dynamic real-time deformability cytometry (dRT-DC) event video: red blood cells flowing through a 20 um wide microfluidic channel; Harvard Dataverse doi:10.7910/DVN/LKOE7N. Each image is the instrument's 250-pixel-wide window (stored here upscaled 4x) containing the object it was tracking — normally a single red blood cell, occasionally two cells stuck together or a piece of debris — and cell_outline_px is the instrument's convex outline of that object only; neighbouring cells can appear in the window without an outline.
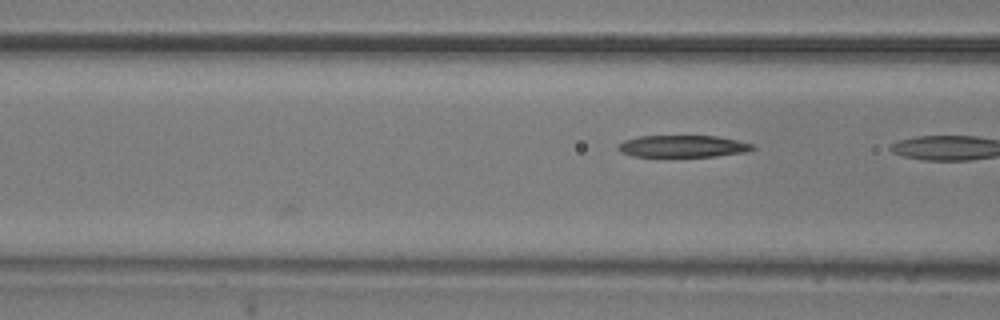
{"species": "common noctule bat (a hibernating species)", "species_latin": "Nyctalus noctula", "temperature_condition": "room temperature", "stored_images_in_passage": 8, "camera_frame_rate_fps": 3000, "um_per_image_px": 0.085, "animal": {"sex": "male", "body_mass_g": 20.5, "forearm_length_mm": 52.5}, "frame": {"image": 1, "passage_image": 5, "time_ms": 1.333, "image_size_px": [1000, 320], "cell_outline_px": [[756, 148], [744, 152], [716, 156], [632, 156], [620, 152], [616, 148], [616, 144], [624, 140], [640, 136], [716, 136], [736, 140], [752, 144]], "centroid_in_image_um": [57.97, 12.43], "position_along_channel_um": 108.6, "area_um2": 17.11}}
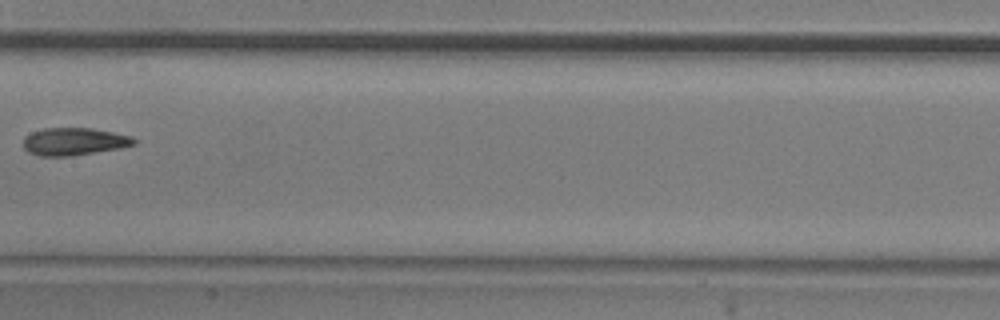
{"frame": {"image": 2, "passage_image": 7, "time_ms": 2.0, "image_size_px": [1000, 320], "cell_outline_px": [[136, 144], [120, 148], [68, 156], [40, 156], [28, 152], [24, 148], [24, 136], [32, 132], [44, 128], [92, 128], [132, 136], [136, 140]], "centroid_in_image_um": [6.29, 12.02], "position_along_channel_um": 201.1, "area_um2": 17.69}}
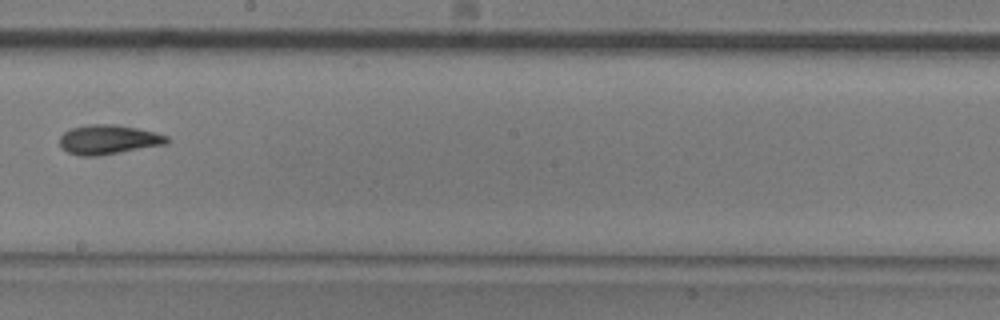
{"frame": {"image": 3, "passage_image": 8, "time_ms": 2.333, "image_size_px": [1000, 320], "cell_outline_px": [[168, 144], [96, 156], [80, 156], [68, 152], [60, 144], [60, 136], [64, 132], [72, 128], [88, 124], [112, 124], [136, 128], [156, 132], [168, 136]], "centroid_in_image_um": [9.23, 11.86], "position_along_channel_um": 239.0, "area_um2": 18.26}}